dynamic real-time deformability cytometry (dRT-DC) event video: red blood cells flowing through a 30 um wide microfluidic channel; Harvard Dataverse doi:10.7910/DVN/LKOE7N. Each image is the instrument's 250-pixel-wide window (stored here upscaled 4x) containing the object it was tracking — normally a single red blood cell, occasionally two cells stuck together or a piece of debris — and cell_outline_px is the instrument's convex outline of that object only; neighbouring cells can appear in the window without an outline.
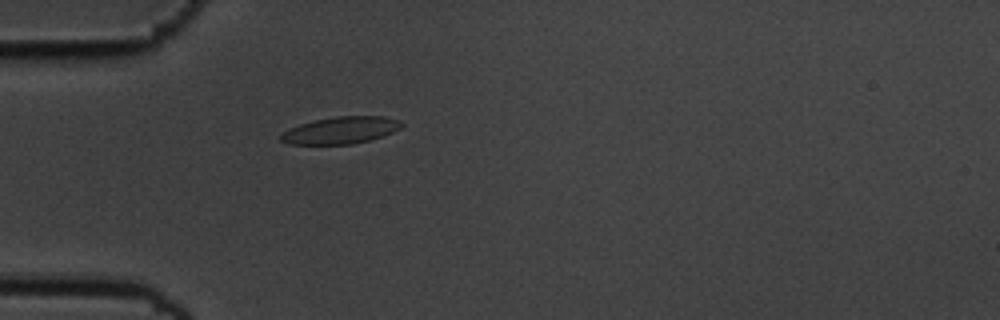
{"species": "common noctule bat (a hibernating species)", "species_latin": "Nyctalus noctula", "temperature_condition": "cold", "stored_images_in_passage": 41, "camera_frame_rate_fps": 3000, "um_per_image_px": 0.085, "animal": {"sex": "male", "body_mass_g": 19.5, "forearm_length_mm": 54.6}, "frame": {"image": 1, "passage_image": 2, "time_ms": 0.333, "image_size_px": [1000, 320], "cell_outline_px": [[404, 124], [400, 128], [392, 132], [368, 140], [352, 144], [288, 144], [280, 140], [280, 136], [288, 128], [300, 124], [316, 120], [336, 116], [384, 116], [400, 120]], "centroid_in_image_um": [28.96, 11.06], "position_along_channel_um": 56.0, "area_um2": 18.84}}
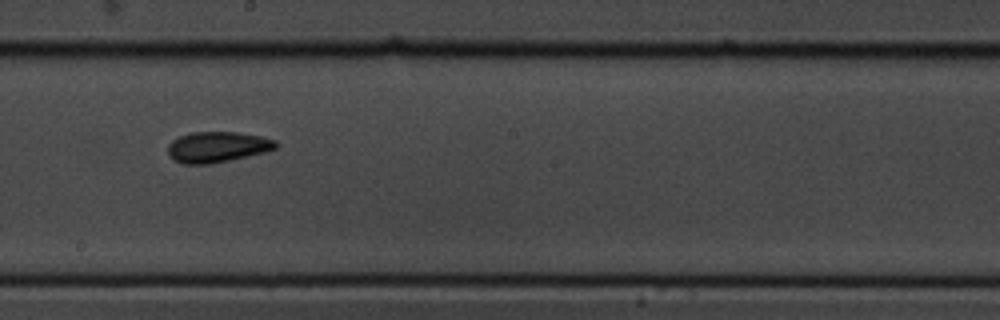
{"frame": {"image": 2, "passage_image": 17, "time_ms": 5.333, "image_size_px": [1000, 320], "cell_outline_px": [[276, 148], [264, 152], [228, 160], [208, 164], [184, 164], [172, 160], [168, 156], [168, 144], [172, 140], [180, 136], [192, 132], [236, 132], [260, 136], [276, 140]], "centroid_in_image_um": [18.41, 12.49], "position_along_channel_um": 229.8, "area_um2": 19.19}}
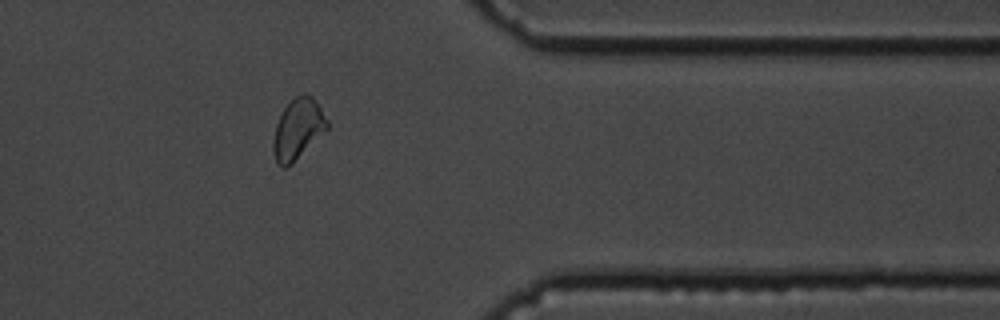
{"frame": {"image": 3, "passage_image": 31, "time_ms": 10.0, "image_size_px": [1000, 320], "cell_outline_px": [[328, 128], [292, 164], [284, 168], [276, 164], [272, 148], [272, 144], [276, 124], [284, 108], [296, 96], [304, 92], [312, 96], [328, 120]], "centroid_in_image_um": [25.3, 10.98], "position_along_channel_um": 386.1, "area_um2": 18.9}, "authors_computed_cell_mechanics": {"area_um2": 18.785, "velocity_mm_per_s": 3.6178, "shape_relaxation_time_tau1_ms": 2.7529, "shape_relaxation_time_tau2_ms": 2.537, "deformation_change_tau1": 0.0961, "deformation_change_tau2": 0.0805}}